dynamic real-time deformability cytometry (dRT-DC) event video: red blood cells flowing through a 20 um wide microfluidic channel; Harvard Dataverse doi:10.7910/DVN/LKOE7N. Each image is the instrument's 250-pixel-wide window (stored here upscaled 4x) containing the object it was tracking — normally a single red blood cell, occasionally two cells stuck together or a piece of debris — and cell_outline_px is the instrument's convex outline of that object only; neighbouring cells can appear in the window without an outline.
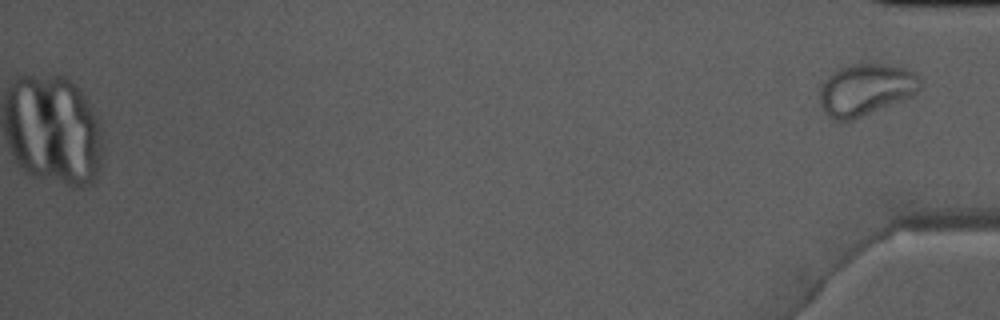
{"species": "Egyptian fruit bat (a non-hibernating species)", "species_latin": "Rousettus aegyptiacus", "temperature_condition": "warm", "stored_images_in_passage": 46, "camera_frame_rate_fps": 3000, "um_per_image_px": 0.085, "animal": {"sex": "male"}, "frame": {"image": 1, "passage_image": 46, "time_ms": 15.0, "image_size_px": [1000, 320], "cell_outline_px": [[920, 88], [916, 92], [904, 100], [860, 116], [848, 120], [828, 120], [820, 104], [820, 88], [824, 80], [836, 68], [852, 64], [876, 60], [904, 68], [912, 72], [920, 80]], "centroid_in_image_um": [73.55, 7.57], "position_along_channel_um": 361.7, "area_um2": 30.69}}